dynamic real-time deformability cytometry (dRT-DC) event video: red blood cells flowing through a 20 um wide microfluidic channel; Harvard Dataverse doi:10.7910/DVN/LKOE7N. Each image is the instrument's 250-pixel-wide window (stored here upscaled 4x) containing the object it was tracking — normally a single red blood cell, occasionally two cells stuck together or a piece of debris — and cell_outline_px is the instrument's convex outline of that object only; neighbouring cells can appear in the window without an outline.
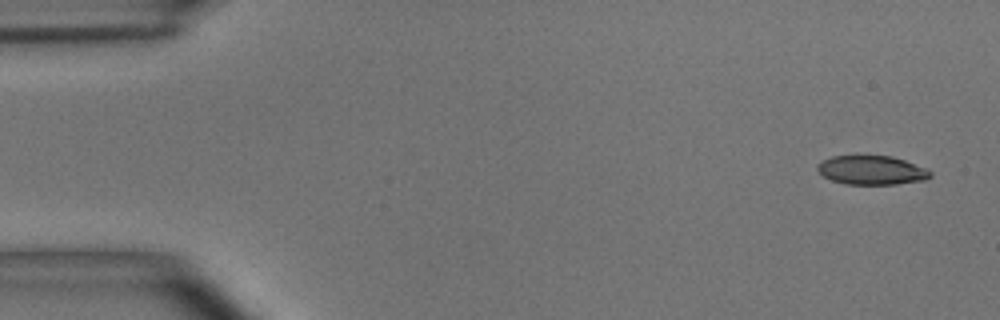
{"species": "common noctule bat (a hibernating species)", "species_latin": "Nyctalus noctula", "temperature_condition": "room temperature", "stored_images_in_passage": 7, "camera_frame_rate_fps": 3000, "um_per_image_px": 0.085, "animal": {"sex": "male", "body_mass_g": 15.6}, "frame": {"image": 1, "passage_image": 1, "time_ms": 0.0, "image_size_px": [1000, 320], "cell_outline_px": [[932, 176], [924, 180], [896, 184], [844, 184], [832, 180], [824, 176], [816, 168], [816, 164], [832, 156], [892, 156], [928, 168], [932, 172]], "centroid_in_image_um": [74.12, 14.47], "position_along_channel_um": 10.9, "area_um2": 19.07}}
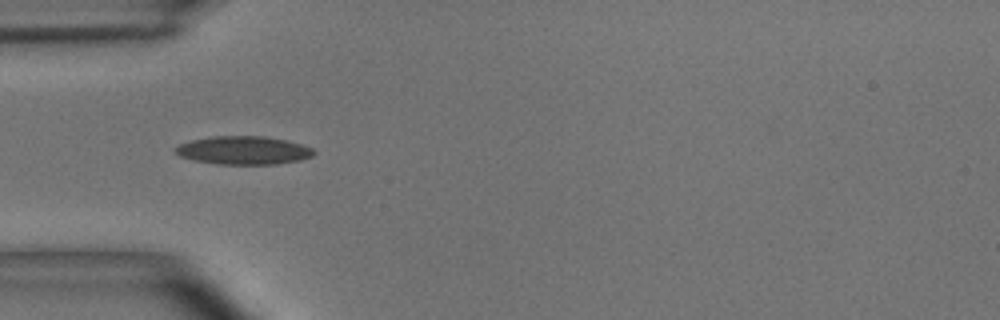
{"frame": {"image": 2, "passage_image": 5, "time_ms": 1.333, "image_size_px": [1000, 320], "cell_outline_px": [[316, 152], [312, 156], [300, 160], [276, 164], [216, 164], [196, 160], [180, 156], [172, 148], [180, 144], [192, 140], [212, 136], [264, 136], [288, 140], [312, 148]], "centroid_in_image_um": [20.71, 12.77], "position_along_channel_um": 64.3, "area_um2": 22.77}}
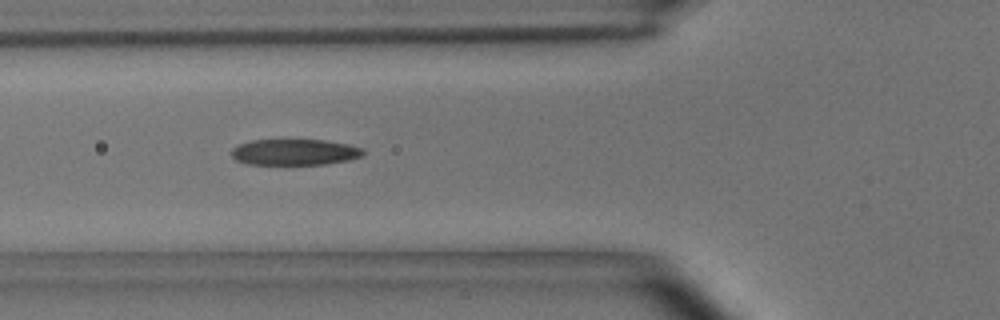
{"frame": {"image": 3, "passage_image": 6, "time_ms": 1.667, "image_size_px": [1000, 320], "cell_outline_px": [[364, 156], [348, 160], [324, 164], [244, 164], [236, 160], [232, 156], [232, 148], [240, 144], [252, 140], [324, 140], [348, 144], [364, 148]], "centroid_in_image_um": [25.07, 12.93], "position_along_channel_um": 100.7, "area_um2": 20.0}}